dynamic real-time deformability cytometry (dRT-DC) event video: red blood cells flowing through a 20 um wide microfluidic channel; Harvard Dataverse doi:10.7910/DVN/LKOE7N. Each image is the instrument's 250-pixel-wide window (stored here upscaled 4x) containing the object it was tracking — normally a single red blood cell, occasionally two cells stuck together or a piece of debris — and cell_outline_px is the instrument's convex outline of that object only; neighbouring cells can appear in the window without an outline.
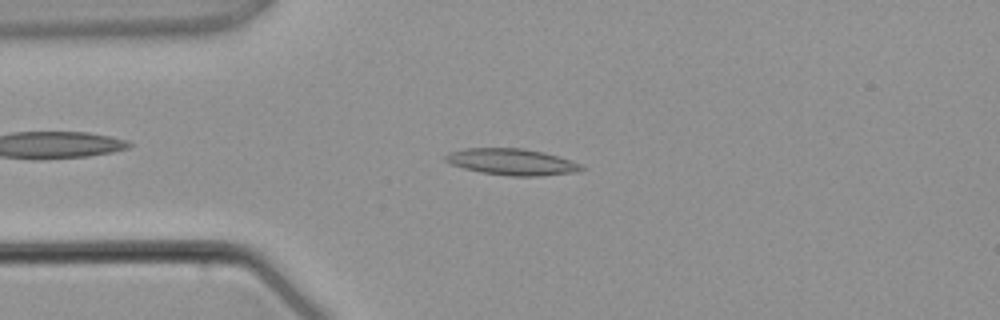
{"species": "common noctule bat (a hibernating species)", "species_latin": "Nyctalus noctula", "temperature_condition": "warm", "stored_images_in_passage": 4, "camera_frame_rate_fps": 3000, "um_per_image_px": 0.085, "animal": {"sex": "male", "body_mass_g": 21.5, "forearm_length_mm": 52.0}, "frame": {"image": 1, "passage_image": 3, "time_ms": 3.667, "image_size_px": [1000, 320], "cell_outline_px": [[588, 168], [576, 172], [540, 176], [508, 176], [480, 172], [464, 168], [452, 164], [444, 160], [444, 156], [448, 152], [464, 148], [524, 148], [544, 152], [572, 160]], "centroid_in_image_um": [43.53, 13.76], "position_along_channel_um": 41.5, "area_um2": 21.15}}